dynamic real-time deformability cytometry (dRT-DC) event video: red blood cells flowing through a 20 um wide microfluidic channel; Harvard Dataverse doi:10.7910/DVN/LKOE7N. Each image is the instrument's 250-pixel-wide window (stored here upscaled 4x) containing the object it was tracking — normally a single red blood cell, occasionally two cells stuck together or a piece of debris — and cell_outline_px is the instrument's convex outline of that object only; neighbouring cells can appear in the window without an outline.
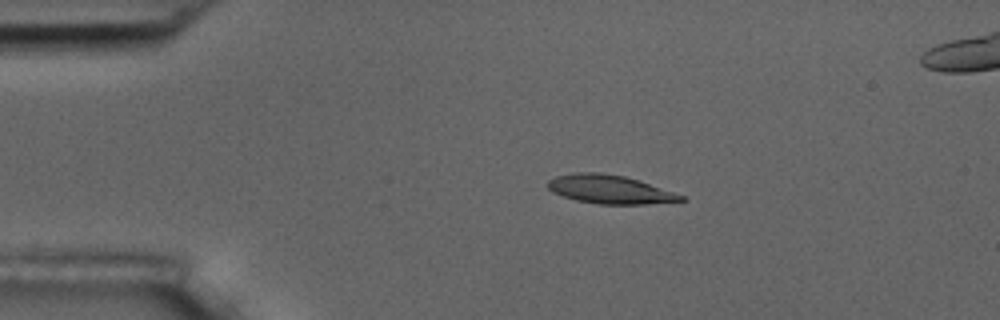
{"species": "common noctule bat (a hibernating species)", "species_latin": "Nyctalus noctula", "temperature_condition": "room temperature", "stored_images_in_passage": 9, "camera_frame_rate_fps": 3000, "um_per_image_px": 0.085, "animal": {"sex": "male", "body_mass_g": 17.5, "forearm_length_mm": 52.3}, "frame": {"image": 1, "passage_image": 2, "time_ms": 1.333, "image_size_px": [1000, 320], "cell_outline_px": [[688, 200], [644, 204], [596, 204], [576, 200], [552, 192], [548, 188], [548, 180], [556, 176], [576, 172], [600, 172], [624, 176], [684, 196]], "centroid_in_image_um": [51.78, 16.1], "position_along_channel_um": 33.2, "area_um2": 21.85}}
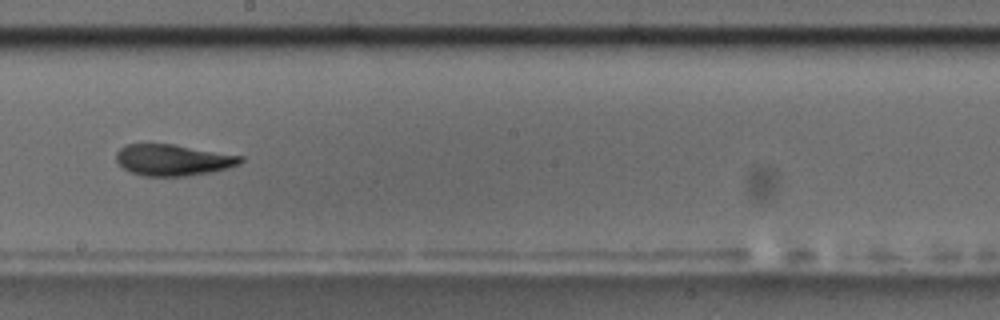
{"frame": {"image": 2, "passage_image": 7, "time_ms": 8.0, "image_size_px": [1000, 320], "cell_outline_px": [[244, 160], [240, 164], [228, 168], [212, 172], [188, 176], [140, 176], [124, 168], [116, 160], [116, 152], [120, 148], [128, 144], [172, 144], [244, 156]], "centroid_in_image_um": [14.73, 13.6], "position_along_channel_um": 233.5, "area_um2": 22.72}}
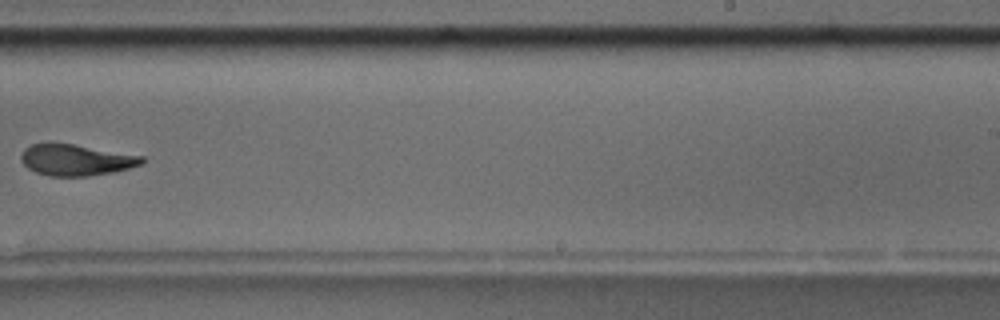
{"frame": {"image": 3, "passage_image": 8, "time_ms": 9.333, "image_size_px": [1000, 320], "cell_outline_px": [[144, 160], [140, 164], [128, 168], [112, 172], [88, 176], [48, 176], [36, 172], [28, 168], [20, 160], [20, 156], [24, 148], [32, 144], [48, 140], [144, 156]], "centroid_in_image_um": [6.38, 13.57], "position_along_channel_um": 282.6, "area_um2": 22.25}}